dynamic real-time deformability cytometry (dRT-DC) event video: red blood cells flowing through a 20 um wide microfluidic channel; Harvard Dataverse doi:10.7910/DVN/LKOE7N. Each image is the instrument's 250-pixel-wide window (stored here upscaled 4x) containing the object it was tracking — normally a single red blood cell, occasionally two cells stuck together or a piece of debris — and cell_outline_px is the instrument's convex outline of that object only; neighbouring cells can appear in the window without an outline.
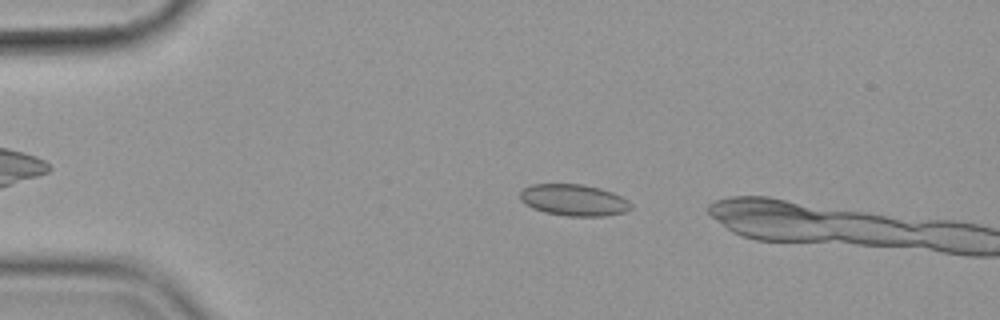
{"species": "common noctule bat (a hibernating species)", "species_latin": "Nyctalus noctula", "temperature_condition": "cold", "stored_images_in_passage": 9, "camera_frame_rate_fps": 3000, "um_per_image_px": 0.085, "animal": {"sex": "female", "body_mass_g": 19.9}, "frame": {"image": 1, "passage_image": 7, "time_ms": 2.0, "image_size_px": [1000, 320], "cell_outline_px": [[632, 208], [624, 212], [604, 216], [568, 216], [544, 212], [532, 208], [520, 200], [520, 192], [524, 188], [532, 184], [580, 184], [600, 188], [612, 192], [628, 200], [632, 204]], "centroid_in_image_um": [48.77, 17.01], "position_along_channel_um": 36.2, "area_um2": 20.35}}